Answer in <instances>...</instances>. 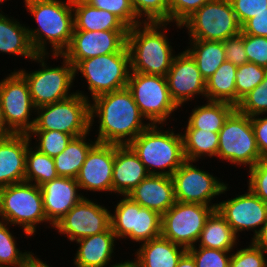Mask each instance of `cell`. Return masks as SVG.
<instances>
[{"label":"cell","mask_w":267,"mask_h":267,"mask_svg":"<svg viewBox=\"0 0 267 267\" xmlns=\"http://www.w3.org/2000/svg\"><path fill=\"white\" fill-rule=\"evenodd\" d=\"M93 102V103H92ZM90 103L91 128L98 119V143L129 145L151 124L144 123L131 92L127 89L105 93Z\"/></svg>","instance_id":"cell-1"},{"label":"cell","mask_w":267,"mask_h":267,"mask_svg":"<svg viewBox=\"0 0 267 267\" xmlns=\"http://www.w3.org/2000/svg\"><path fill=\"white\" fill-rule=\"evenodd\" d=\"M38 28L27 27L29 39L37 54H63L69 47L74 31L72 0H24Z\"/></svg>","instance_id":"cell-2"},{"label":"cell","mask_w":267,"mask_h":267,"mask_svg":"<svg viewBox=\"0 0 267 267\" xmlns=\"http://www.w3.org/2000/svg\"><path fill=\"white\" fill-rule=\"evenodd\" d=\"M168 22H142L128 29L131 72L166 77L174 58L165 32Z\"/></svg>","instance_id":"cell-3"},{"label":"cell","mask_w":267,"mask_h":267,"mask_svg":"<svg viewBox=\"0 0 267 267\" xmlns=\"http://www.w3.org/2000/svg\"><path fill=\"white\" fill-rule=\"evenodd\" d=\"M163 126L150 125L129 144L149 175L172 176L185 161L181 133Z\"/></svg>","instance_id":"cell-4"},{"label":"cell","mask_w":267,"mask_h":267,"mask_svg":"<svg viewBox=\"0 0 267 267\" xmlns=\"http://www.w3.org/2000/svg\"><path fill=\"white\" fill-rule=\"evenodd\" d=\"M0 220L23 228L27 236L35 235L37 225L47 222L40 186L20 182L0 188Z\"/></svg>","instance_id":"cell-5"},{"label":"cell","mask_w":267,"mask_h":267,"mask_svg":"<svg viewBox=\"0 0 267 267\" xmlns=\"http://www.w3.org/2000/svg\"><path fill=\"white\" fill-rule=\"evenodd\" d=\"M48 55L50 54H37L31 60L38 62L41 69L29 73L25 69L17 70L27 81L36 108L65 100L76 93L69 91L74 84V66L62 54H52L56 59L63 58V62L62 66L49 67L45 61Z\"/></svg>","instance_id":"cell-6"},{"label":"cell","mask_w":267,"mask_h":267,"mask_svg":"<svg viewBox=\"0 0 267 267\" xmlns=\"http://www.w3.org/2000/svg\"><path fill=\"white\" fill-rule=\"evenodd\" d=\"M84 94L78 90L70 98L36 108L31 131H61L73 138L89 133L91 100Z\"/></svg>","instance_id":"cell-7"},{"label":"cell","mask_w":267,"mask_h":267,"mask_svg":"<svg viewBox=\"0 0 267 267\" xmlns=\"http://www.w3.org/2000/svg\"><path fill=\"white\" fill-rule=\"evenodd\" d=\"M85 77L92 100L105 93L127 88L130 69V55L127 46L118 53L101 55L81 60L75 67Z\"/></svg>","instance_id":"cell-8"},{"label":"cell","mask_w":267,"mask_h":267,"mask_svg":"<svg viewBox=\"0 0 267 267\" xmlns=\"http://www.w3.org/2000/svg\"><path fill=\"white\" fill-rule=\"evenodd\" d=\"M190 40L225 41L241 33L230 0H209L181 25Z\"/></svg>","instance_id":"cell-9"},{"label":"cell","mask_w":267,"mask_h":267,"mask_svg":"<svg viewBox=\"0 0 267 267\" xmlns=\"http://www.w3.org/2000/svg\"><path fill=\"white\" fill-rule=\"evenodd\" d=\"M127 89L151 125H164L179 107L171 99L167 79L160 75L130 72Z\"/></svg>","instance_id":"cell-10"},{"label":"cell","mask_w":267,"mask_h":267,"mask_svg":"<svg viewBox=\"0 0 267 267\" xmlns=\"http://www.w3.org/2000/svg\"><path fill=\"white\" fill-rule=\"evenodd\" d=\"M217 157L232 165L253 167L261 155L257 148L251 117L235 109L218 133Z\"/></svg>","instance_id":"cell-11"},{"label":"cell","mask_w":267,"mask_h":267,"mask_svg":"<svg viewBox=\"0 0 267 267\" xmlns=\"http://www.w3.org/2000/svg\"><path fill=\"white\" fill-rule=\"evenodd\" d=\"M162 216L144 208L129 196H124L114 213L110 214L111 228L117 239L130 238L132 242H146L161 236Z\"/></svg>","instance_id":"cell-12"},{"label":"cell","mask_w":267,"mask_h":267,"mask_svg":"<svg viewBox=\"0 0 267 267\" xmlns=\"http://www.w3.org/2000/svg\"><path fill=\"white\" fill-rule=\"evenodd\" d=\"M212 206L176 201L163 215L161 236L186 249L196 246Z\"/></svg>","instance_id":"cell-13"},{"label":"cell","mask_w":267,"mask_h":267,"mask_svg":"<svg viewBox=\"0 0 267 267\" xmlns=\"http://www.w3.org/2000/svg\"><path fill=\"white\" fill-rule=\"evenodd\" d=\"M0 102L7 128L13 134H28L35 124L30 117L36 107L27 81L17 70L0 81Z\"/></svg>","instance_id":"cell-14"},{"label":"cell","mask_w":267,"mask_h":267,"mask_svg":"<svg viewBox=\"0 0 267 267\" xmlns=\"http://www.w3.org/2000/svg\"><path fill=\"white\" fill-rule=\"evenodd\" d=\"M194 161L185 160L172 174L176 201L182 203H199L217 209L218 202L212 203L214 197L228 191V184L220 181L208 171L197 168Z\"/></svg>","instance_id":"cell-15"},{"label":"cell","mask_w":267,"mask_h":267,"mask_svg":"<svg viewBox=\"0 0 267 267\" xmlns=\"http://www.w3.org/2000/svg\"><path fill=\"white\" fill-rule=\"evenodd\" d=\"M110 211L87 197L78 202L53 227L70 242L106 231L110 226Z\"/></svg>","instance_id":"cell-16"},{"label":"cell","mask_w":267,"mask_h":267,"mask_svg":"<svg viewBox=\"0 0 267 267\" xmlns=\"http://www.w3.org/2000/svg\"><path fill=\"white\" fill-rule=\"evenodd\" d=\"M128 30H74L63 56L75 67L81 60L118 53L127 46Z\"/></svg>","instance_id":"cell-17"},{"label":"cell","mask_w":267,"mask_h":267,"mask_svg":"<svg viewBox=\"0 0 267 267\" xmlns=\"http://www.w3.org/2000/svg\"><path fill=\"white\" fill-rule=\"evenodd\" d=\"M247 191L235 198L219 202L217 210L237 237L239 232L251 230L255 231L254 238L267 221V204L249 188ZM257 227L260 228L256 229Z\"/></svg>","instance_id":"cell-18"},{"label":"cell","mask_w":267,"mask_h":267,"mask_svg":"<svg viewBox=\"0 0 267 267\" xmlns=\"http://www.w3.org/2000/svg\"><path fill=\"white\" fill-rule=\"evenodd\" d=\"M166 79L171 99L179 108L185 102L192 101L195 95H202L206 99V81L196 61L186 50L174 56Z\"/></svg>","instance_id":"cell-19"},{"label":"cell","mask_w":267,"mask_h":267,"mask_svg":"<svg viewBox=\"0 0 267 267\" xmlns=\"http://www.w3.org/2000/svg\"><path fill=\"white\" fill-rule=\"evenodd\" d=\"M115 144L96 143L87 153L76 181L81 190L113 193Z\"/></svg>","instance_id":"cell-20"},{"label":"cell","mask_w":267,"mask_h":267,"mask_svg":"<svg viewBox=\"0 0 267 267\" xmlns=\"http://www.w3.org/2000/svg\"><path fill=\"white\" fill-rule=\"evenodd\" d=\"M80 187L74 178H54L40 185L44 212L52 228L85 196L78 193Z\"/></svg>","instance_id":"cell-21"},{"label":"cell","mask_w":267,"mask_h":267,"mask_svg":"<svg viewBox=\"0 0 267 267\" xmlns=\"http://www.w3.org/2000/svg\"><path fill=\"white\" fill-rule=\"evenodd\" d=\"M28 134L0 136V188L25 181Z\"/></svg>","instance_id":"cell-22"},{"label":"cell","mask_w":267,"mask_h":267,"mask_svg":"<svg viewBox=\"0 0 267 267\" xmlns=\"http://www.w3.org/2000/svg\"><path fill=\"white\" fill-rule=\"evenodd\" d=\"M127 196L161 216L176 203L171 176L148 175Z\"/></svg>","instance_id":"cell-23"},{"label":"cell","mask_w":267,"mask_h":267,"mask_svg":"<svg viewBox=\"0 0 267 267\" xmlns=\"http://www.w3.org/2000/svg\"><path fill=\"white\" fill-rule=\"evenodd\" d=\"M149 173L129 145H115L113 192L127 196Z\"/></svg>","instance_id":"cell-24"},{"label":"cell","mask_w":267,"mask_h":267,"mask_svg":"<svg viewBox=\"0 0 267 267\" xmlns=\"http://www.w3.org/2000/svg\"><path fill=\"white\" fill-rule=\"evenodd\" d=\"M117 238L111 226L104 232L76 240L79 245L73 259L76 267H106L114 257Z\"/></svg>","instance_id":"cell-25"},{"label":"cell","mask_w":267,"mask_h":267,"mask_svg":"<svg viewBox=\"0 0 267 267\" xmlns=\"http://www.w3.org/2000/svg\"><path fill=\"white\" fill-rule=\"evenodd\" d=\"M186 251L185 247L160 236L141 243L134 260L139 267H177Z\"/></svg>","instance_id":"cell-26"},{"label":"cell","mask_w":267,"mask_h":267,"mask_svg":"<svg viewBox=\"0 0 267 267\" xmlns=\"http://www.w3.org/2000/svg\"><path fill=\"white\" fill-rule=\"evenodd\" d=\"M74 30L108 31L129 28L113 13L95 8L82 0H72Z\"/></svg>","instance_id":"cell-27"},{"label":"cell","mask_w":267,"mask_h":267,"mask_svg":"<svg viewBox=\"0 0 267 267\" xmlns=\"http://www.w3.org/2000/svg\"><path fill=\"white\" fill-rule=\"evenodd\" d=\"M10 18L0 14V53L34 59L37 53L31 45L27 27Z\"/></svg>","instance_id":"cell-28"},{"label":"cell","mask_w":267,"mask_h":267,"mask_svg":"<svg viewBox=\"0 0 267 267\" xmlns=\"http://www.w3.org/2000/svg\"><path fill=\"white\" fill-rule=\"evenodd\" d=\"M202 106H194L191 114L188 116L186 130H206L217 132L222 129L225 120L236 109L230 103L206 101Z\"/></svg>","instance_id":"cell-29"},{"label":"cell","mask_w":267,"mask_h":267,"mask_svg":"<svg viewBox=\"0 0 267 267\" xmlns=\"http://www.w3.org/2000/svg\"><path fill=\"white\" fill-rule=\"evenodd\" d=\"M238 237L225 218L215 209L207 218L197 242L199 247L232 251L237 246ZM235 245V246H234Z\"/></svg>","instance_id":"cell-30"},{"label":"cell","mask_w":267,"mask_h":267,"mask_svg":"<svg viewBox=\"0 0 267 267\" xmlns=\"http://www.w3.org/2000/svg\"><path fill=\"white\" fill-rule=\"evenodd\" d=\"M89 133L74 137L67 144V147L54 157V164L58 176L76 179L79 171L85 162L87 153L97 143L96 140L87 142Z\"/></svg>","instance_id":"cell-31"},{"label":"cell","mask_w":267,"mask_h":267,"mask_svg":"<svg viewBox=\"0 0 267 267\" xmlns=\"http://www.w3.org/2000/svg\"><path fill=\"white\" fill-rule=\"evenodd\" d=\"M185 49L196 61L202 78L208 80L226 61L222 41L190 40Z\"/></svg>","instance_id":"cell-32"},{"label":"cell","mask_w":267,"mask_h":267,"mask_svg":"<svg viewBox=\"0 0 267 267\" xmlns=\"http://www.w3.org/2000/svg\"><path fill=\"white\" fill-rule=\"evenodd\" d=\"M237 66L225 61L216 72L206 80V100L226 102L236 107Z\"/></svg>","instance_id":"cell-33"},{"label":"cell","mask_w":267,"mask_h":267,"mask_svg":"<svg viewBox=\"0 0 267 267\" xmlns=\"http://www.w3.org/2000/svg\"><path fill=\"white\" fill-rule=\"evenodd\" d=\"M185 160L197 162L206 155L217 157L219 135L217 132L206 130H185L181 133ZM205 156V157H204Z\"/></svg>","instance_id":"cell-34"},{"label":"cell","mask_w":267,"mask_h":267,"mask_svg":"<svg viewBox=\"0 0 267 267\" xmlns=\"http://www.w3.org/2000/svg\"><path fill=\"white\" fill-rule=\"evenodd\" d=\"M29 145L26 155L25 181L37 186L58 177L54 158ZM34 181V182H33Z\"/></svg>","instance_id":"cell-35"},{"label":"cell","mask_w":267,"mask_h":267,"mask_svg":"<svg viewBox=\"0 0 267 267\" xmlns=\"http://www.w3.org/2000/svg\"><path fill=\"white\" fill-rule=\"evenodd\" d=\"M8 225L6 221L0 220V267H18L34 253L22 252L17 248L16 238Z\"/></svg>","instance_id":"cell-36"},{"label":"cell","mask_w":267,"mask_h":267,"mask_svg":"<svg viewBox=\"0 0 267 267\" xmlns=\"http://www.w3.org/2000/svg\"><path fill=\"white\" fill-rule=\"evenodd\" d=\"M267 68L256 65L255 63H245L237 66L236 73V106L240 100L258 86L265 78Z\"/></svg>","instance_id":"cell-37"},{"label":"cell","mask_w":267,"mask_h":267,"mask_svg":"<svg viewBox=\"0 0 267 267\" xmlns=\"http://www.w3.org/2000/svg\"><path fill=\"white\" fill-rule=\"evenodd\" d=\"M30 139L36 138V148L39 152L50 157H55L60 154L73 138L71 135L61 131H30L28 133ZM35 135V136H34Z\"/></svg>","instance_id":"cell-38"},{"label":"cell","mask_w":267,"mask_h":267,"mask_svg":"<svg viewBox=\"0 0 267 267\" xmlns=\"http://www.w3.org/2000/svg\"><path fill=\"white\" fill-rule=\"evenodd\" d=\"M131 4L142 22L169 23V0H131Z\"/></svg>","instance_id":"cell-39"},{"label":"cell","mask_w":267,"mask_h":267,"mask_svg":"<svg viewBox=\"0 0 267 267\" xmlns=\"http://www.w3.org/2000/svg\"><path fill=\"white\" fill-rule=\"evenodd\" d=\"M236 109L249 117L267 113V74L264 80L243 97Z\"/></svg>","instance_id":"cell-40"},{"label":"cell","mask_w":267,"mask_h":267,"mask_svg":"<svg viewBox=\"0 0 267 267\" xmlns=\"http://www.w3.org/2000/svg\"><path fill=\"white\" fill-rule=\"evenodd\" d=\"M91 6L116 15L128 28L142 23L132 7L131 0H85Z\"/></svg>","instance_id":"cell-41"},{"label":"cell","mask_w":267,"mask_h":267,"mask_svg":"<svg viewBox=\"0 0 267 267\" xmlns=\"http://www.w3.org/2000/svg\"><path fill=\"white\" fill-rule=\"evenodd\" d=\"M187 251L194 258L196 267H230L231 251L197 246L190 247Z\"/></svg>","instance_id":"cell-42"},{"label":"cell","mask_w":267,"mask_h":267,"mask_svg":"<svg viewBox=\"0 0 267 267\" xmlns=\"http://www.w3.org/2000/svg\"><path fill=\"white\" fill-rule=\"evenodd\" d=\"M266 252L252 241L246 248L231 254L230 267H267Z\"/></svg>","instance_id":"cell-43"},{"label":"cell","mask_w":267,"mask_h":267,"mask_svg":"<svg viewBox=\"0 0 267 267\" xmlns=\"http://www.w3.org/2000/svg\"><path fill=\"white\" fill-rule=\"evenodd\" d=\"M209 0H169V23L175 22L177 28Z\"/></svg>","instance_id":"cell-44"},{"label":"cell","mask_w":267,"mask_h":267,"mask_svg":"<svg viewBox=\"0 0 267 267\" xmlns=\"http://www.w3.org/2000/svg\"><path fill=\"white\" fill-rule=\"evenodd\" d=\"M248 188L267 204V159L249 168Z\"/></svg>","instance_id":"cell-45"},{"label":"cell","mask_w":267,"mask_h":267,"mask_svg":"<svg viewBox=\"0 0 267 267\" xmlns=\"http://www.w3.org/2000/svg\"><path fill=\"white\" fill-rule=\"evenodd\" d=\"M248 62L267 68V37L244 34Z\"/></svg>","instance_id":"cell-46"},{"label":"cell","mask_w":267,"mask_h":267,"mask_svg":"<svg viewBox=\"0 0 267 267\" xmlns=\"http://www.w3.org/2000/svg\"><path fill=\"white\" fill-rule=\"evenodd\" d=\"M230 2L241 26L247 20L267 9V0H230Z\"/></svg>","instance_id":"cell-47"},{"label":"cell","mask_w":267,"mask_h":267,"mask_svg":"<svg viewBox=\"0 0 267 267\" xmlns=\"http://www.w3.org/2000/svg\"><path fill=\"white\" fill-rule=\"evenodd\" d=\"M223 46L225 50L226 61H229L236 66H241L245 63H248L243 33L226 39L223 41Z\"/></svg>","instance_id":"cell-48"},{"label":"cell","mask_w":267,"mask_h":267,"mask_svg":"<svg viewBox=\"0 0 267 267\" xmlns=\"http://www.w3.org/2000/svg\"><path fill=\"white\" fill-rule=\"evenodd\" d=\"M259 116L251 117V123L261 158L267 159V116H263L265 118Z\"/></svg>","instance_id":"cell-49"},{"label":"cell","mask_w":267,"mask_h":267,"mask_svg":"<svg viewBox=\"0 0 267 267\" xmlns=\"http://www.w3.org/2000/svg\"><path fill=\"white\" fill-rule=\"evenodd\" d=\"M241 33L267 37V9L247 20L241 26Z\"/></svg>","instance_id":"cell-50"},{"label":"cell","mask_w":267,"mask_h":267,"mask_svg":"<svg viewBox=\"0 0 267 267\" xmlns=\"http://www.w3.org/2000/svg\"><path fill=\"white\" fill-rule=\"evenodd\" d=\"M251 239V241L255 245L263 249L267 254V221L261 228L260 232L254 238Z\"/></svg>","instance_id":"cell-51"},{"label":"cell","mask_w":267,"mask_h":267,"mask_svg":"<svg viewBox=\"0 0 267 267\" xmlns=\"http://www.w3.org/2000/svg\"><path fill=\"white\" fill-rule=\"evenodd\" d=\"M177 267H196L194 258L188 251H186L179 259Z\"/></svg>","instance_id":"cell-52"},{"label":"cell","mask_w":267,"mask_h":267,"mask_svg":"<svg viewBox=\"0 0 267 267\" xmlns=\"http://www.w3.org/2000/svg\"><path fill=\"white\" fill-rule=\"evenodd\" d=\"M13 134L6 126V122L3 116V110L0 102V136H8Z\"/></svg>","instance_id":"cell-53"},{"label":"cell","mask_w":267,"mask_h":267,"mask_svg":"<svg viewBox=\"0 0 267 267\" xmlns=\"http://www.w3.org/2000/svg\"><path fill=\"white\" fill-rule=\"evenodd\" d=\"M18 267H40V258L34 256L33 254Z\"/></svg>","instance_id":"cell-54"},{"label":"cell","mask_w":267,"mask_h":267,"mask_svg":"<svg viewBox=\"0 0 267 267\" xmlns=\"http://www.w3.org/2000/svg\"><path fill=\"white\" fill-rule=\"evenodd\" d=\"M109 267H139L135 260L122 261L121 263L113 264Z\"/></svg>","instance_id":"cell-55"},{"label":"cell","mask_w":267,"mask_h":267,"mask_svg":"<svg viewBox=\"0 0 267 267\" xmlns=\"http://www.w3.org/2000/svg\"><path fill=\"white\" fill-rule=\"evenodd\" d=\"M40 267H51V266H49L48 264H46V261L44 263L43 260L40 259Z\"/></svg>","instance_id":"cell-56"},{"label":"cell","mask_w":267,"mask_h":267,"mask_svg":"<svg viewBox=\"0 0 267 267\" xmlns=\"http://www.w3.org/2000/svg\"><path fill=\"white\" fill-rule=\"evenodd\" d=\"M5 1H7V0H0V4L3 3V2H5ZM2 13H4V12H2V10H1L0 14H2Z\"/></svg>","instance_id":"cell-57"}]
</instances>
